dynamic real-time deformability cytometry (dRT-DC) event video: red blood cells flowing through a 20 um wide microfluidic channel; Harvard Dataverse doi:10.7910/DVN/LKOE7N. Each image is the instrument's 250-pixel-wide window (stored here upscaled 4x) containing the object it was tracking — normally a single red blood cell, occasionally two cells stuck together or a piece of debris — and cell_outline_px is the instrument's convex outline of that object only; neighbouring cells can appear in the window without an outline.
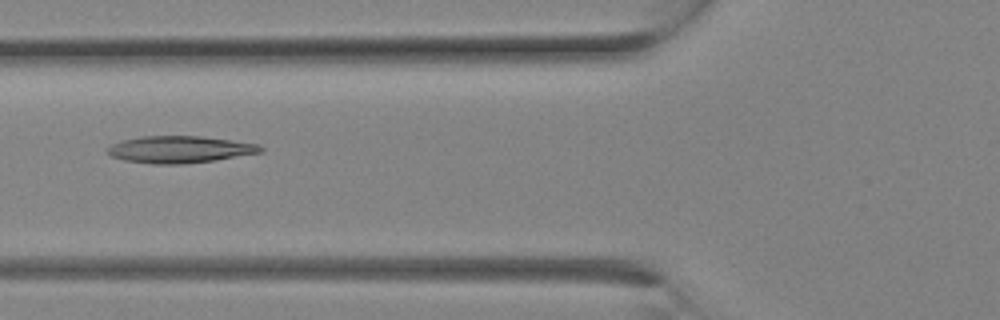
{"species": "Egyptian fruit bat (a non-hibernating species)", "species_latin": "Rousettus aegyptiacus", "temperature_condition": "room temperature", "stored_images_in_passage": 10, "camera_frame_rate_fps": 3000, "um_per_image_px": 0.085, "animal": {"sex": "female"}, "frame": {"image": 1, "passage_image": 9, "time_ms": 2.667, "image_size_px": [1000, 320], "cell_outline_px": [[264, 152], [216, 160], [180, 164], [152, 164], [124, 160], [112, 156], [108, 152], [108, 148], [112, 144], [124, 140], [140, 136], [200, 136], [260, 144], [264, 148]], "centroid_in_image_um": [15.33, 12.7], "position_along_channel_um": 110.5, "area_um2": 23.99}}